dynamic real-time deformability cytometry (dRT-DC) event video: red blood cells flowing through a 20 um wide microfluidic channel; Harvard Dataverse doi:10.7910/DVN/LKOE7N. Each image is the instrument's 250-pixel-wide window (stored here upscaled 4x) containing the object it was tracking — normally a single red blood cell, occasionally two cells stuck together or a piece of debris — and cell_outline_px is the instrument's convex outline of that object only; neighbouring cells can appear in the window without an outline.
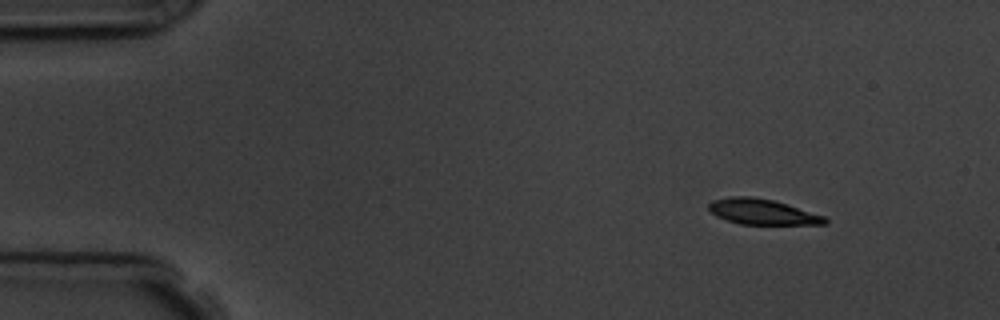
{"species": "common noctule bat (a hibernating species)", "species_latin": "Nyctalus noctula", "temperature_condition": "room temperature", "stored_images_in_passage": 4, "camera_frame_rate_fps": 3000, "um_per_image_px": 0.085, "animal": {"sex": "male", "body_mass_g": 19.5, "forearm_length_mm": 54.6}, "frame": {"image": 1, "passage_image": 1, "time_ms": 0.0, "image_size_px": [1000, 320], "cell_outline_px": [[828, 224], [740, 224], [716, 216], [708, 208], [708, 204], [712, 200], [732, 196], [752, 196], [772, 200], [824, 216], [828, 220]], "centroid_in_image_um": [64.76, 18.0], "position_along_channel_um": 20.2, "area_um2": 16.99}}
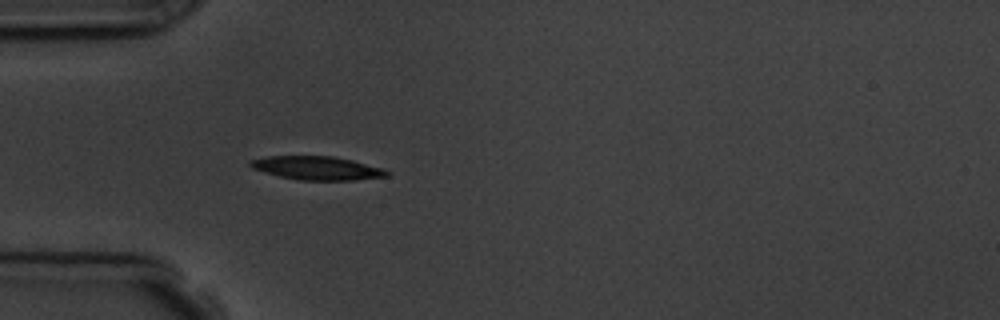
{"frame": {"image": 2, "passage_image": 4, "time_ms": 3.333, "image_size_px": [1000, 320], "cell_outline_px": [[392, 172], [388, 176], [356, 180], [300, 180], [280, 176], [264, 172], [252, 168], [248, 164], [248, 160], [264, 156], [332, 156], [352, 160], [384, 168]], "centroid_in_image_um": [26.96, 14.28], "position_along_channel_um": 58.0, "area_um2": 18.9}}